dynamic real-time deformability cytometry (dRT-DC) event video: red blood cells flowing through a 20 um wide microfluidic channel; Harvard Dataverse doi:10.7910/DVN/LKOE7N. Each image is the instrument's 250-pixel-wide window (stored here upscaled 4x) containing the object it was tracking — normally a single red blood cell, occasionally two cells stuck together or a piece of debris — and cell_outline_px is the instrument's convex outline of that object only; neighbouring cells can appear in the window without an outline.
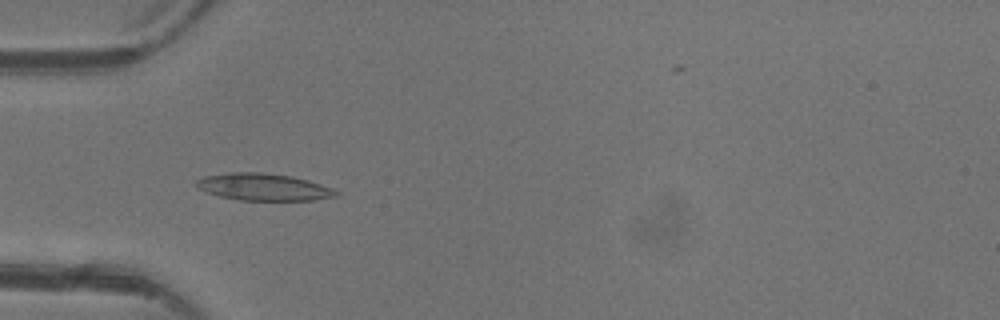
{"species": "common noctule bat (a hibernating species)", "species_latin": "Nyctalus noctula", "temperature_condition": "warm", "stored_images_in_passage": 4, "camera_frame_rate_fps": 3000, "um_per_image_px": 0.085, "animal": {"sex": "female"}, "frame": {"image": 1, "passage_image": 3, "time_ms": 3.0, "image_size_px": [1000, 320], "cell_outline_px": [[340, 192], [336, 196], [312, 200], [240, 200], [220, 196], [196, 188], [192, 184], [196, 180], [204, 176], [232, 172], [260, 172], [292, 176], [308, 180], [332, 188]], "centroid_in_image_um": [22.36, 15.89], "position_along_channel_um": 62.6, "area_um2": 22.02}}
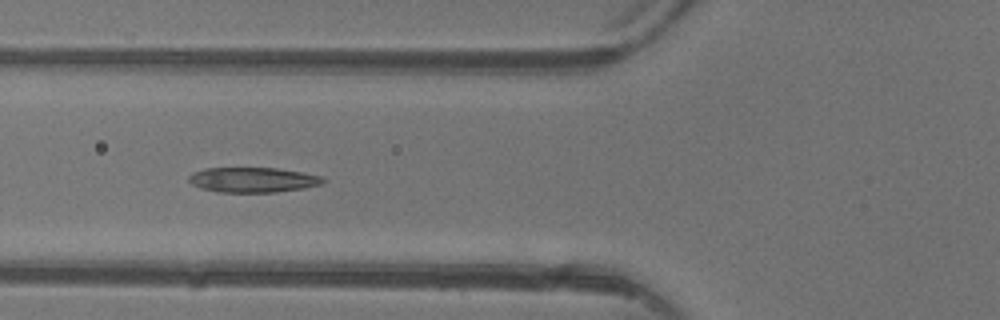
{"frame": {"image": 2, "passage_image": 4, "time_ms": 4.0, "image_size_px": [1000, 320], "cell_outline_px": [[324, 184], [304, 188], [276, 192], [216, 192], [200, 188], [192, 184], [188, 180], [188, 176], [192, 172], [204, 168], [276, 168], [300, 172], [320, 176], [324, 180]], "centroid_in_image_um": [21.45, 15.29], "position_along_channel_um": 104.4, "area_um2": 19.59}}